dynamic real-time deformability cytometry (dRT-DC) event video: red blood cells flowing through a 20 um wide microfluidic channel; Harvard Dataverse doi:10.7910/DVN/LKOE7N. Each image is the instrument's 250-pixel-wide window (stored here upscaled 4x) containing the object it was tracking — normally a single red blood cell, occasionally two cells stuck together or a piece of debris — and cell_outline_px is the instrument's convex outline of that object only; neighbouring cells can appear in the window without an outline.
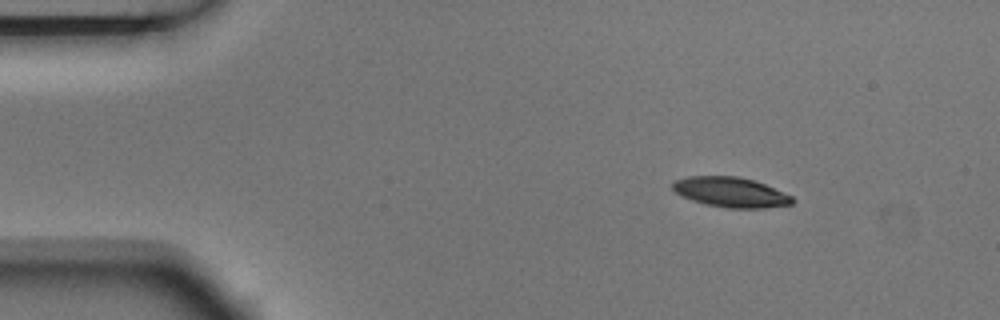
{"species": "Egyptian fruit bat (a non-hibernating species)", "species_latin": "Rousettus aegyptiacus", "temperature_condition": "room temperature", "stored_images_in_passage": 4, "camera_frame_rate_fps": 3000, "um_per_image_px": 0.085, "animal": {"sex": "male"}, "frame": {"image": 1, "passage_image": 1, "time_ms": 0.0, "image_size_px": [1000, 320], "cell_outline_px": [[796, 200], [792, 204], [764, 208], [728, 208], [704, 204], [692, 200], [676, 192], [672, 188], [672, 180], [688, 176], [740, 176], [764, 184], [792, 196]], "centroid_in_image_um": [62.1, 16.33], "position_along_channel_um": 22.9, "area_um2": 20.92}}
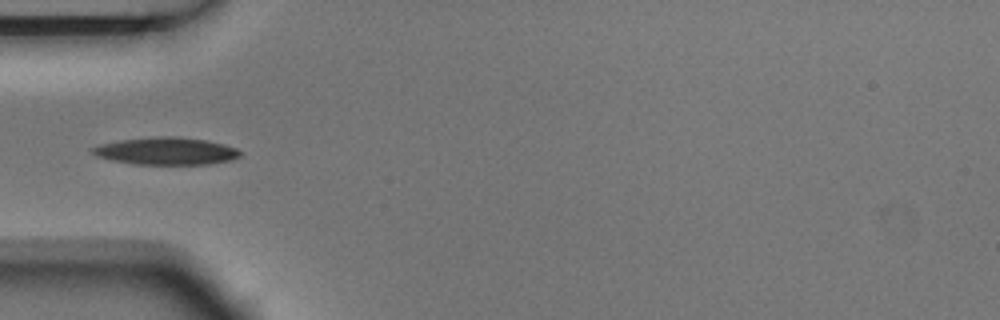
{"frame": {"image": 2, "passage_image": 4, "time_ms": 1.0, "image_size_px": [1000, 320], "cell_outline_px": [[240, 156], [232, 160], [208, 164], [132, 164], [112, 160], [96, 156], [88, 148], [100, 144], [120, 140], [156, 136], [180, 136], [208, 140], [224, 144], [236, 148], [240, 152]], "centroid_in_image_um": [14.11, 12.83], "position_along_channel_um": 70.9, "area_um2": 23.76}}